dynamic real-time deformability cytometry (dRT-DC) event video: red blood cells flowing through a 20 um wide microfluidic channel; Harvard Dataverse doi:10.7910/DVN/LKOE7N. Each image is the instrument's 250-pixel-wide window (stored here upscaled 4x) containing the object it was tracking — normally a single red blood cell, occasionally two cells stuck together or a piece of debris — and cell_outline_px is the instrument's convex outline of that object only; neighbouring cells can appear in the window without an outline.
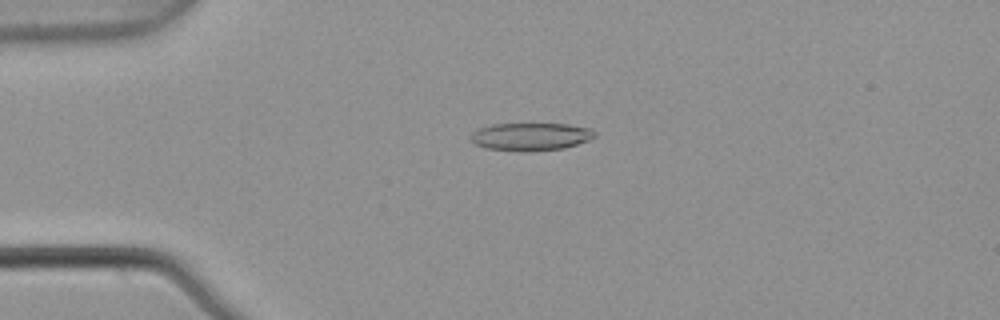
{"species": "common noctule bat (a hibernating species)", "species_latin": "Nyctalus noctula", "temperature_condition": "warm", "stored_images_in_passage": 2, "camera_frame_rate_fps": 3000, "um_per_image_px": 0.085, "animal": {"sex": "male", "body_mass_g": 21.5, "forearm_length_mm": 52.0}, "frame": {"image": 1, "passage_image": 1, "time_ms": 0.0, "image_size_px": [1000, 320], "cell_outline_px": [[596, 136], [588, 140], [564, 148], [524, 152], [488, 148], [476, 144], [472, 140], [472, 132], [476, 128], [492, 124], [568, 124], [592, 128], [596, 132]], "centroid_in_image_um": [45.13, 11.6], "position_along_channel_um": 39.9, "area_um2": 20.06}}